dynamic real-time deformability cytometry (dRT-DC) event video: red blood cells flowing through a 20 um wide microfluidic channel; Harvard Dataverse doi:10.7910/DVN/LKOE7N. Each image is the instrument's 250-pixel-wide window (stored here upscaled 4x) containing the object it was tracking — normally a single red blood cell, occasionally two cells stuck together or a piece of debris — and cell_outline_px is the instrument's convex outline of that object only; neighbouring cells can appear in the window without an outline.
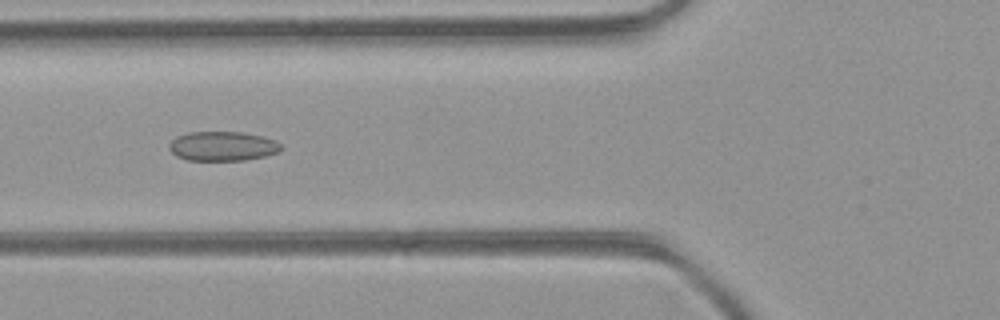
{"species": "common noctule bat (a hibernating species)", "species_latin": "Nyctalus noctula", "temperature_condition": "room temperature", "stored_images_in_passage": 38, "camera_frame_rate_fps": 3000, "um_per_image_px": 0.085, "animal": {"sex": "female", "body_mass_g": 21.9}, "frame": {"image": 1, "passage_image": 13, "time_ms": 4.0, "image_size_px": [1000, 320], "cell_outline_px": [[284, 148], [280, 152], [264, 156], [244, 160], [188, 160], [176, 156], [168, 148], [168, 144], [176, 136], [188, 132], [244, 132], [264, 136], [276, 140], [284, 144]], "centroid_in_image_um": [18.97, 12.41], "position_along_channel_um": 106.8, "area_um2": 19.54}}
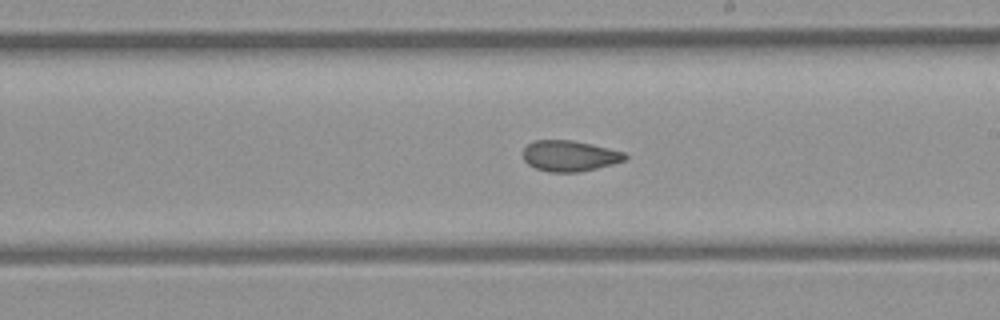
{"frame": {"image": 2, "passage_image": 22, "time_ms": 7.0, "image_size_px": [1000, 320], "cell_outline_px": [[628, 156], [624, 160], [612, 164], [596, 168], [576, 172], [548, 172], [536, 168], [528, 164], [524, 160], [524, 148], [532, 140], [572, 140], [592, 144], [624, 152]], "centroid_in_image_um": [48.4, 13.24], "position_along_channel_um": 240.6, "area_um2": 18.21}}
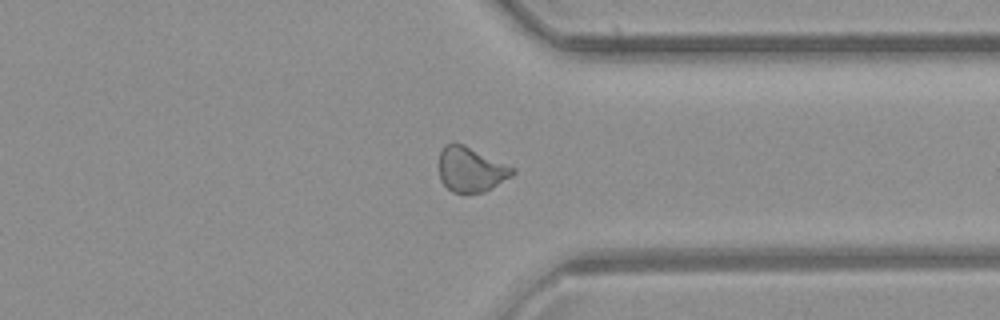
{"frame": {"image": 3, "passage_image": 31, "time_ms": 10.0, "image_size_px": [1000, 320], "cell_outline_px": [[516, 172], [512, 176], [492, 188], [484, 192], [452, 192], [440, 180], [440, 152], [444, 144], [464, 144], [516, 168]], "centroid_in_image_um": [40.06, 14.4], "position_along_channel_um": 371.3, "area_um2": 19.13}}